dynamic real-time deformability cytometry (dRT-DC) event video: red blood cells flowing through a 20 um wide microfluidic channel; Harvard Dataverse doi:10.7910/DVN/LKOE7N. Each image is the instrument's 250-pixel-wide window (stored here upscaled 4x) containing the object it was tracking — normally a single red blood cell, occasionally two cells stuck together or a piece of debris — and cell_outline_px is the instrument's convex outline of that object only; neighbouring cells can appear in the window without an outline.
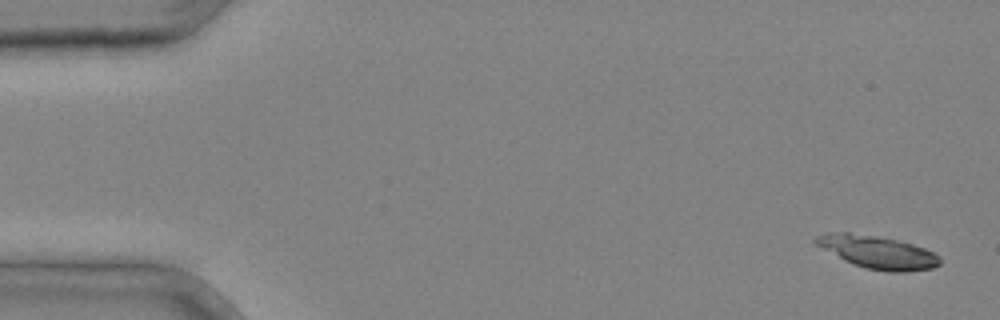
{"species": "common noctule bat (a hibernating species)", "species_latin": "Nyctalus noctula", "temperature_condition": "cold", "stored_images_in_passage": 4, "camera_frame_rate_fps": 3000, "um_per_image_px": 0.085, "animal": {"sex": "male", "body_mass_g": 20.4}, "frame": {"image": 1, "passage_image": 4, "time_ms": 1.0, "image_size_px": [1000, 320], "cell_outline_px": [[940, 264], [932, 268], [904, 272], [888, 272], [868, 268], [852, 264], [812, 244], [812, 240], [816, 236], [832, 232], [848, 232], [880, 236], [912, 244], [924, 248], [940, 256]], "centroid_in_image_um": [74.54, 21.42], "position_along_channel_um": 10.5, "area_um2": 23.81}}